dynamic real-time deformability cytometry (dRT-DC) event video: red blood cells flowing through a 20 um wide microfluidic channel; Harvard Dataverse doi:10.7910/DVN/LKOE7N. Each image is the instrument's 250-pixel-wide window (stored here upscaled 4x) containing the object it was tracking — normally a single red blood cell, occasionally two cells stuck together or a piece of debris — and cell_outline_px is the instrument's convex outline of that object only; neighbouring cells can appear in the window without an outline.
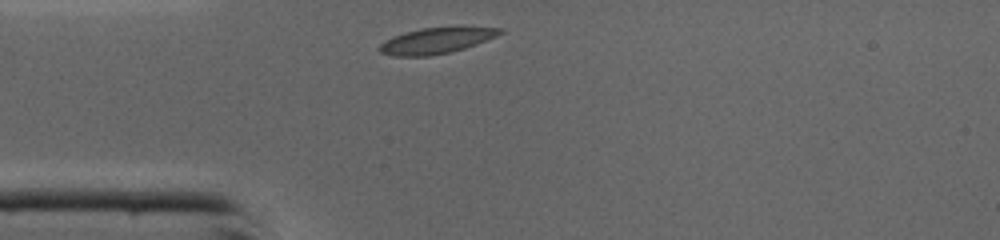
{"species": "common noctule bat (a hibernating species)", "species_latin": "Nyctalus noctula", "temperature_condition": "cold", "stored_images_in_passage": 25, "camera_frame_rate_fps": 3000, "um_per_image_px": 0.085, "animal": {"sex": "male", "body_mass_g": 19.0, "forearm_length_mm": 50.8}, "frame": {"image": 1, "passage_image": 1, "time_ms": 0.0, "image_size_px": [1000, 240], "cell_outline_px": [[500, 32], [492, 36], [472, 44], [460, 48], [444, 52], [416, 56], [408, 56], [384, 52], [380, 48], [388, 40], [396, 36], [408, 32], [428, 28], [492, 28]], "centroid_in_image_um": [37.01, 3.45], "position_along_channel_um": 48.0, "area_um2": 15.78}}
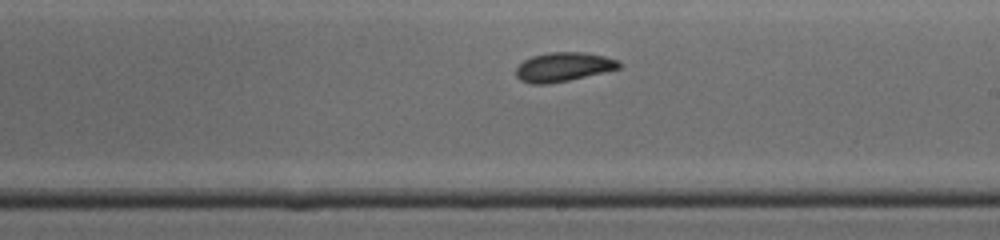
{"frame": {"image": 2, "passage_image": 15, "time_ms": 4.667, "image_size_px": [1000, 240], "cell_outline_px": [[620, 68], [564, 80], [524, 80], [516, 72], [520, 64], [536, 56], [560, 52], [572, 52], [600, 56], [616, 60], [620, 64]], "centroid_in_image_um": [47.99, 5.63], "position_along_channel_um": 241.0, "area_um2": 15.26}}
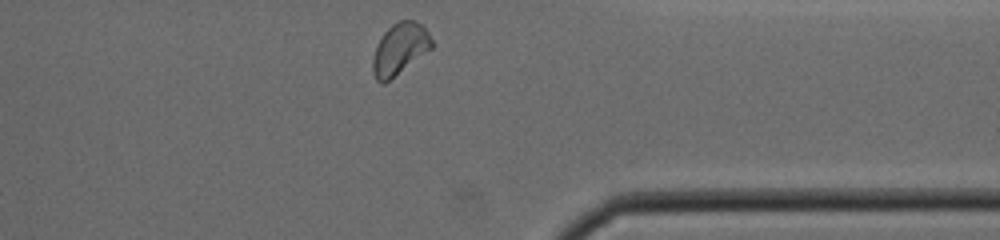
{"frame": {"image": 3, "passage_image": 25, "time_ms": 8.0, "image_size_px": [1000, 240], "cell_outline_px": [[432, 48], [388, 80], [380, 80], [376, 76], [376, 48], [380, 40], [388, 28], [400, 20], [412, 20], [420, 24], [432, 40]], "centroid_in_image_um": [34.06, 4.08], "position_along_channel_um": 377.3, "area_um2": 16.13}, "authors_computed_cell_mechanics": {"area_um2": 15.6638, "velocity_mm_per_s": 4.3443, "shape_relaxation_time_tau1_ms": 3.3307, "shape_relaxation_time_tau2_ms": 2.5574, "deformation_change_tau1": 0.0969, "deformation_change_tau2": 0.073}}